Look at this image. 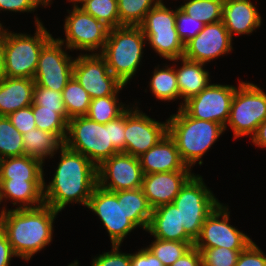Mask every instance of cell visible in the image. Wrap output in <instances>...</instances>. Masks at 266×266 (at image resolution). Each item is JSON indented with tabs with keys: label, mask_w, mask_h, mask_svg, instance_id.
I'll return each instance as SVG.
<instances>
[{
	"label": "cell",
	"mask_w": 266,
	"mask_h": 266,
	"mask_svg": "<svg viewBox=\"0 0 266 266\" xmlns=\"http://www.w3.org/2000/svg\"><path fill=\"white\" fill-rule=\"evenodd\" d=\"M62 98L69 119L87 115L91 98L73 76L63 89Z\"/></svg>",
	"instance_id": "f546056e"
},
{
	"label": "cell",
	"mask_w": 266,
	"mask_h": 266,
	"mask_svg": "<svg viewBox=\"0 0 266 266\" xmlns=\"http://www.w3.org/2000/svg\"><path fill=\"white\" fill-rule=\"evenodd\" d=\"M12 257H17L12 250L7 236L0 228V266H9Z\"/></svg>",
	"instance_id": "681fc988"
},
{
	"label": "cell",
	"mask_w": 266,
	"mask_h": 266,
	"mask_svg": "<svg viewBox=\"0 0 266 266\" xmlns=\"http://www.w3.org/2000/svg\"><path fill=\"white\" fill-rule=\"evenodd\" d=\"M115 193L117 199H123V210L127 218L137 227L139 226L147 231L152 215V208L142 189L122 190Z\"/></svg>",
	"instance_id": "4316f807"
},
{
	"label": "cell",
	"mask_w": 266,
	"mask_h": 266,
	"mask_svg": "<svg viewBox=\"0 0 266 266\" xmlns=\"http://www.w3.org/2000/svg\"><path fill=\"white\" fill-rule=\"evenodd\" d=\"M87 208L93 211L107 230L112 245H120L123 239L137 226L127 218L123 210V199L115 192L97 185L89 198Z\"/></svg>",
	"instance_id": "5bb4252c"
},
{
	"label": "cell",
	"mask_w": 266,
	"mask_h": 266,
	"mask_svg": "<svg viewBox=\"0 0 266 266\" xmlns=\"http://www.w3.org/2000/svg\"><path fill=\"white\" fill-rule=\"evenodd\" d=\"M236 86L210 83L196 96L183 103L181 109L195 119L226 126Z\"/></svg>",
	"instance_id": "4fadbf2b"
},
{
	"label": "cell",
	"mask_w": 266,
	"mask_h": 266,
	"mask_svg": "<svg viewBox=\"0 0 266 266\" xmlns=\"http://www.w3.org/2000/svg\"><path fill=\"white\" fill-rule=\"evenodd\" d=\"M261 16L250 0H227L223 4L222 21L231 38L251 34L261 26Z\"/></svg>",
	"instance_id": "ffe728a7"
},
{
	"label": "cell",
	"mask_w": 266,
	"mask_h": 266,
	"mask_svg": "<svg viewBox=\"0 0 266 266\" xmlns=\"http://www.w3.org/2000/svg\"><path fill=\"white\" fill-rule=\"evenodd\" d=\"M131 266H164L147 248L131 254Z\"/></svg>",
	"instance_id": "7dc6e473"
},
{
	"label": "cell",
	"mask_w": 266,
	"mask_h": 266,
	"mask_svg": "<svg viewBox=\"0 0 266 266\" xmlns=\"http://www.w3.org/2000/svg\"><path fill=\"white\" fill-rule=\"evenodd\" d=\"M252 241L240 252L235 266H266V255Z\"/></svg>",
	"instance_id": "ee69618b"
},
{
	"label": "cell",
	"mask_w": 266,
	"mask_h": 266,
	"mask_svg": "<svg viewBox=\"0 0 266 266\" xmlns=\"http://www.w3.org/2000/svg\"><path fill=\"white\" fill-rule=\"evenodd\" d=\"M23 146L25 155L38 158L44 163L45 158H52L64 146V142L54 133L36 127L23 134Z\"/></svg>",
	"instance_id": "484cf974"
},
{
	"label": "cell",
	"mask_w": 266,
	"mask_h": 266,
	"mask_svg": "<svg viewBox=\"0 0 266 266\" xmlns=\"http://www.w3.org/2000/svg\"><path fill=\"white\" fill-rule=\"evenodd\" d=\"M64 145L87 157L97 167L104 160L119 153L111 141V121L100 124L87 116L69 119Z\"/></svg>",
	"instance_id": "8992f818"
},
{
	"label": "cell",
	"mask_w": 266,
	"mask_h": 266,
	"mask_svg": "<svg viewBox=\"0 0 266 266\" xmlns=\"http://www.w3.org/2000/svg\"><path fill=\"white\" fill-rule=\"evenodd\" d=\"M171 266H202L201 253L195 246H193Z\"/></svg>",
	"instance_id": "c3c4849f"
},
{
	"label": "cell",
	"mask_w": 266,
	"mask_h": 266,
	"mask_svg": "<svg viewBox=\"0 0 266 266\" xmlns=\"http://www.w3.org/2000/svg\"><path fill=\"white\" fill-rule=\"evenodd\" d=\"M143 175L172 172L191 171L180 158L175 140L167 133L157 144L139 156Z\"/></svg>",
	"instance_id": "d6986e66"
},
{
	"label": "cell",
	"mask_w": 266,
	"mask_h": 266,
	"mask_svg": "<svg viewBox=\"0 0 266 266\" xmlns=\"http://www.w3.org/2000/svg\"><path fill=\"white\" fill-rule=\"evenodd\" d=\"M59 151L61 158L52 181L47 185L44 179V204L58 212L72 202L87 207L89 198L98 185L97 166L65 145Z\"/></svg>",
	"instance_id": "6da1fadb"
},
{
	"label": "cell",
	"mask_w": 266,
	"mask_h": 266,
	"mask_svg": "<svg viewBox=\"0 0 266 266\" xmlns=\"http://www.w3.org/2000/svg\"><path fill=\"white\" fill-rule=\"evenodd\" d=\"M44 163L35 157L21 155L0 160V179L44 181Z\"/></svg>",
	"instance_id": "d4e9b609"
},
{
	"label": "cell",
	"mask_w": 266,
	"mask_h": 266,
	"mask_svg": "<svg viewBox=\"0 0 266 266\" xmlns=\"http://www.w3.org/2000/svg\"><path fill=\"white\" fill-rule=\"evenodd\" d=\"M79 6L109 29L120 27L117 0H81Z\"/></svg>",
	"instance_id": "e575fe53"
},
{
	"label": "cell",
	"mask_w": 266,
	"mask_h": 266,
	"mask_svg": "<svg viewBox=\"0 0 266 266\" xmlns=\"http://www.w3.org/2000/svg\"><path fill=\"white\" fill-rule=\"evenodd\" d=\"M119 250L120 245H112L111 251L94 257L91 266H131V254Z\"/></svg>",
	"instance_id": "b9f144b4"
},
{
	"label": "cell",
	"mask_w": 266,
	"mask_h": 266,
	"mask_svg": "<svg viewBox=\"0 0 266 266\" xmlns=\"http://www.w3.org/2000/svg\"><path fill=\"white\" fill-rule=\"evenodd\" d=\"M67 10L69 16L64 21L66 39L57 38L69 50L101 53L107 41L109 28L92 15L83 11L79 5ZM71 11V12H70ZM98 49V50H97ZM96 50V51H95Z\"/></svg>",
	"instance_id": "9c48e42d"
},
{
	"label": "cell",
	"mask_w": 266,
	"mask_h": 266,
	"mask_svg": "<svg viewBox=\"0 0 266 266\" xmlns=\"http://www.w3.org/2000/svg\"><path fill=\"white\" fill-rule=\"evenodd\" d=\"M222 0H188L179 8L205 25L222 20Z\"/></svg>",
	"instance_id": "4dcf8cb0"
},
{
	"label": "cell",
	"mask_w": 266,
	"mask_h": 266,
	"mask_svg": "<svg viewBox=\"0 0 266 266\" xmlns=\"http://www.w3.org/2000/svg\"><path fill=\"white\" fill-rule=\"evenodd\" d=\"M63 45L58 39L52 38L42 48L33 77L38 86L62 92L72 78L75 58L68 55L67 47L62 49Z\"/></svg>",
	"instance_id": "8fae6325"
},
{
	"label": "cell",
	"mask_w": 266,
	"mask_h": 266,
	"mask_svg": "<svg viewBox=\"0 0 266 266\" xmlns=\"http://www.w3.org/2000/svg\"><path fill=\"white\" fill-rule=\"evenodd\" d=\"M68 1L74 3V5H76V4L78 5V0H68ZM51 2H53V1L47 0L45 5L50 6Z\"/></svg>",
	"instance_id": "f5cc1de1"
},
{
	"label": "cell",
	"mask_w": 266,
	"mask_h": 266,
	"mask_svg": "<svg viewBox=\"0 0 266 266\" xmlns=\"http://www.w3.org/2000/svg\"><path fill=\"white\" fill-rule=\"evenodd\" d=\"M98 185L117 192L141 188L143 172L139 157L119 152L97 167Z\"/></svg>",
	"instance_id": "2e32d148"
},
{
	"label": "cell",
	"mask_w": 266,
	"mask_h": 266,
	"mask_svg": "<svg viewBox=\"0 0 266 266\" xmlns=\"http://www.w3.org/2000/svg\"><path fill=\"white\" fill-rule=\"evenodd\" d=\"M46 6L43 0H0V11L34 12L38 6ZM0 26L2 24L0 23Z\"/></svg>",
	"instance_id": "f6af8a7d"
},
{
	"label": "cell",
	"mask_w": 266,
	"mask_h": 266,
	"mask_svg": "<svg viewBox=\"0 0 266 266\" xmlns=\"http://www.w3.org/2000/svg\"><path fill=\"white\" fill-rule=\"evenodd\" d=\"M232 49V38L221 20L204 25L198 35L185 43L183 57L206 64Z\"/></svg>",
	"instance_id": "e0dca14e"
},
{
	"label": "cell",
	"mask_w": 266,
	"mask_h": 266,
	"mask_svg": "<svg viewBox=\"0 0 266 266\" xmlns=\"http://www.w3.org/2000/svg\"><path fill=\"white\" fill-rule=\"evenodd\" d=\"M44 181L0 179V205L6 198L17 208H35L44 204Z\"/></svg>",
	"instance_id": "603a6c76"
},
{
	"label": "cell",
	"mask_w": 266,
	"mask_h": 266,
	"mask_svg": "<svg viewBox=\"0 0 266 266\" xmlns=\"http://www.w3.org/2000/svg\"><path fill=\"white\" fill-rule=\"evenodd\" d=\"M58 213L46 204L9 210L3 206L0 228L17 257L29 261L34 254L52 242L53 223Z\"/></svg>",
	"instance_id": "7a4b0ae2"
},
{
	"label": "cell",
	"mask_w": 266,
	"mask_h": 266,
	"mask_svg": "<svg viewBox=\"0 0 266 266\" xmlns=\"http://www.w3.org/2000/svg\"><path fill=\"white\" fill-rule=\"evenodd\" d=\"M179 210L180 226L195 241L206 218L220 204L202 176L192 175L172 202Z\"/></svg>",
	"instance_id": "52a82bcc"
},
{
	"label": "cell",
	"mask_w": 266,
	"mask_h": 266,
	"mask_svg": "<svg viewBox=\"0 0 266 266\" xmlns=\"http://www.w3.org/2000/svg\"><path fill=\"white\" fill-rule=\"evenodd\" d=\"M193 246L194 243L155 238L146 248L152 252L164 266H171Z\"/></svg>",
	"instance_id": "74e56055"
},
{
	"label": "cell",
	"mask_w": 266,
	"mask_h": 266,
	"mask_svg": "<svg viewBox=\"0 0 266 266\" xmlns=\"http://www.w3.org/2000/svg\"><path fill=\"white\" fill-rule=\"evenodd\" d=\"M150 80V90L158 100L175 101V99L180 98L176 71L173 66L168 67L165 65V68L162 67V69L156 67Z\"/></svg>",
	"instance_id": "f1b7e54d"
},
{
	"label": "cell",
	"mask_w": 266,
	"mask_h": 266,
	"mask_svg": "<svg viewBox=\"0 0 266 266\" xmlns=\"http://www.w3.org/2000/svg\"><path fill=\"white\" fill-rule=\"evenodd\" d=\"M146 42L164 59L177 60L184 55V43L177 31L143 32Z\"/></svg>",
	"instance_id": "83f0119b"
},
{
	"label": "cell",
	"mask_w": 266,
	"mask_h": 266,
	"mask_svg": "<svg viewBox=\"0 0 266 266\" xmlns=\"http://www.w3.org/2000/svg\"><path fill=\"white\" fill-rule=\"evenodd\" d=\"M125 111L116 119L111 120V141L118 152L125 153Z\"/></svg>",
	"instance_id": "bcb514c9"
},
{
	"label": "cell",
	"mask_w": 266,
	"mask_h": 266,
	"mask_svg": "<svg viewBox=\"0 0 266 266\" xmlns=\"http://www.w3.org/2000/svg\"><path fill=\"white\" fill-rule=\"evenodd\" d=\"M34 79L9 78L0 80V116H8L32 105Z\"/></svg>",
	"instance_id": "7402d4cb"
},
{
	"label": "cell",
	"mask_w": 266,
	"mask_h": 266,
	"mask_svg": "<svg viewBox=\"0 0 266 266\" xmlns=\"http://www.w3.org/2000/svg\"><path fill=\"white\" fill-rule=\"evenodd\" d=\"M161 0H117L121 26H139Z\"/></svg>",
	"instance_id": "1f68e13d"
},
{
	"label": "cell",
	"mask_w": 266,
	"mask_h": 266,
	"mask_svg": "<svg viewBox=\"0 0 266 266\" xmlns=\"http://www.w3.org/2000/svg\"><path fill=\"white\" fill-rule=\"evenodd\" d=\"M204 23L193 19L179 7L176 8V29L178 37L185 44L203 29Z\"/></svg>",
	"instance_id": "60d3db41"
},
{
	"label": "cell",
	"mask_w": 266,
	"mask_h": 266,
	"mask_svg": "<svg viewBox=\"0 0 266 266\" xmlns=\"http://www.w3.org/2000/svg\"><path fill=\"white\" fill-rule=\"evenodd\" d=\"M147 232L157 239L195 243L180 226L179 210L173 203L152 209Z\"/></svg>",
	"instance_id": "44dd1931"
},
{
	"label": "cell",
	"mask_w": 266,
	"mask_h": 266,
	"mask_svg": "<svg viewBox=\"0 0 266 266\" xmlns=\"http://www.w3.org/2000/svg\"><path fill=\"white\" fill-rule=\"evenodd\" d=\"M4 26H0V80L5 77V65H4V54H5V29Z\"/></svg>",
	"instance_id": "816d5d0a"
},
{
	"label": "cell",
	"mask_w": 266,
	"mask_h": 266,
	"mask_svg": "<svg viewBox=\"0 0 266 266\" xmlns=\"http://www.w3.org/2000/svg\"><path fill=\"white\" fill-rule=\"evenodd\" d=\"M32 105L43 106L48 109H57V113H60L67 121H69L62 98V92H57L35 84Z\"/></svg>",
	"instance_id": "ab89813d"
},
{
	"label": "cell",
	"mask_w": 266,
	"mask_h": 266,
	"mask_svg": "<svg viewBox=\"0 0 266 266\" xmlns=\"http://www.w3.org/2000/svg\"><path fill=\"white\" fill-rule=\"evenodd\" d=\"M7 117L22 135L36 128L32 106L14 111Z\"/></svg>",
	"instance_id": "7bdbcfd3"
},
{
	"label": "cell",
	"mask_w": 266,
	"mask_h": 266,
	"mask_svg": "<svg viewBox=\"0 0 266 266\" xmlns=\"http://www.w3.org/2000/svg\"><path fill=\"white\" fill-rule=\"evenodd\" d=\"M265 119L266 93L253 83L240 81L231 102L230 115L224 130L229 125L233 130L234 139L247 135L252 138Z\"/></svg>",
	"instance_id": "ba28073f"
},
{
	"label": "cell",
	"mask_w": 266,
	"mask_h": 266,
	"mask_svg": "<svg viewBox=\"0 0 266 266\" xmlns=\"http://www.w3.org/2000/svg\"><path fill=\"white\" fill-rule=\"evenodd\" d=\"M229 208L220 203L206 218L201 233L195 240L196 248L224 247L231 250H244L252 239L229 224Z\"/></svg>",
	"instance_id": "7c38bea8"
},
{
	"label": "cell",
	"mask_w": 266,
	"mask_h": 266,
	"mask_svg": "<svg viewBox=\"0 0 266 266\" xmlns=\"http://www.w3.org/2000/svg\"><path fill=\"white\" fill-rule=\"evenodd\" d=\"M178 60L182 61V67L180 66L178 69L175 68L180 98H184L179 107L181 108L184 102L196 96L210 84V75L209 72L204 69V63L192 61L185 57L171 61L177 62Z\"/></svg>",
	"instance_id": "cb8c5ba5"
},
{
	"label": "cell",
	"mask_w": 266,
	"mask_h": 266,
	"mask_svg": "<svg viewBox=\"0 0 266 266\" xmlns=\"http://www.w3.org/2000/svg\"><path fill=\"white\" fill-rule=\"evenodd\" d=\"M36 127L40 130L52 132L65 142L68 130V121L57 109H48L43 106L31 105Z\"/></svg>",
	"instance_id": "d590c367"
},
{
	"label": "cell",
	"mask_w": 266,
	"mask_h": 266,
	"mask_svg": "<svg viewBox=\"0 0 266 266\" xmlns=\"http://www.w3.org/2000/svg\"><path fill=\"white\" fill-rule=\"evenodd\" d=\"M146 38L139 26L109 29L107 41L100 53L111 73L124 85L131 80L141 64Z\"/></svg>",
	"instance_id": "277c9868"
},
{
	"label": "cell",
	"mask_w": 266,
	"mask_h": 266,
	"mask_svg": "<svg viewBox=\"0 0 266 266\" xmlns=\"http://www.w3.org/2000/svg\"><path fill=\"white\" fill-rule=\"evenodd\" d=\"M139 27L142 32L177 31L176 9L170 10L161 1L146 14Z\"/></svg>",
	"instance_id": "d6a6232c"
},
{
	"label": "cell",
	"mask_w": 266,
	"mask_h": 266,
	"mask_svg": "<svg viewBox=\"0 0 266 266\" xmlns=\"http://www.w3.org/2000/svg\"><path fill=\"white\" fill-rule=\"evenodd\" d=\"M25 155L23 135L7 116H0V160Z\"/></svg>",
	"instance_id": "8d00e7d4"
},
{
	"label": "cell",
	"mask_w": 266,
	"mask_h": 266,
	"mask_svg": "<svg viewBox=\"0 0 266 266\" xmlns=\"http://www.w3.org/2000/svg\"><path fill=\"white\" fill-rule=\"evenodd\" d=\"M73 77L87 91L91 99L118 96L125 86L114 76L100 53L81 54L74 60Z\"/></svg>",
	"instance_id": "30bf717a"
},
{
	"label": "cell",
	"mask_w": 266,
	"mask_h": 266,
	"mask_svg": "<svg viewBox=\"0 0 266 266\" xmlns=\"http://www.w3.org/2000/svg\"><path fill=\"white\" fill-rule=\"evenodd\" d=\"M118 96H106L91 99L87 117L100 124H107L119 117L127 108L122 102L119 103Z\"/></svg>",
	"instance_id": "836d02e7"
},
{
	"label": "cell",
	"mask_w": 266,
	"mask_h": 266,
	"mask_svg": "<svg viewBox=\"0 0 266 266\" xmlns=\"http://www.w3.org/2000/svg\"><path fill=\"white\" fill-rule=\"evenodd\" d=\"M167 121L168 134L175 140L180 158L189 168L197 161L200 166L203 164V155L225 131L223 125L192 118L181 108Z\"/></svg>",
	"instance_id": "3957f363"
},
{
	"label": "cell",
	"mask_w": 266,
	"mask_h": 266,
	"mask_svg": "<svg viewBox=\"0 0 266 266\" xmlns=\"http://www.w3.org/2000/svg\"><path fill=\"white\" fill-rule=\"evenodd\" d=\"M193 175L191 171L144 174L141 189L152 209L172 203L180 189Z\"/></svg>",
	"instance_id": "ac0fdd59"
},
{
	"label": "cell",
	"mask_w": 266,
	"mask_h": 266,
	"mask_svg": "<svg viewBox=\"0 0 266 266\" xmlns=\"http://www.w3.org/2000/svg\"><path fill=\"white\" fill-rule=\"evenodd\" d=\"M124 133L125 153L139 157L168 133V121L164 123L150 118L137 105L128 107L125 110Z\"/></svg>",
	"instance_id": "9a60e30c"
},
{
	"label": "cell",
	"mask_w": 266,
	"mask_h": 266,
	"mask_svg": "<svg viewBox=\"0 0 266 266\" xmlns=\"http://www.w3.org/2000/svg\"><path fill=\"white\" fill-rule=\"evenodd\" d=\"M34 36L5 29V76L33 79L42 48L53 38L36 17Z\"/></svg>",
	"instance_id": "5b68a950"
},
{
	"label": "cell",
	"mask_w": 266,
	"mask_h": 266,
	"mask_svg": "<svg viewBox=\"0 0 266 266\" xmlns=\"http://www.w3.org/2000/svg\"><path fill=\"white\" fill-rule=\"evenodd\" d=\"M68 266H79V263H78V261L76 260V261H74V263H71V264H69Z\"/></svg>",
	"instance_id": "db71d44e"
},
{
	"label": "cell",
	"mask_w": 266,
	"mask_h": 266,
	"mask_svg": "<svg viewBox=\"0 0 266 266\" xmlns=\"http://www.w3.org/2000/svg\"><path fill=\"white\" fill-rule=\"evenodd\" d=\"M202 257V266H235L243 250H231L224 247L197 248Z\"/></svg>",
	"instance_id": "f35d334b"
},
{
	"label": "cell",
	"mask_w": 266,
	"mask_h": 266,
	"mask_svg": "<svg viewBox=\"0 0 266 266\" xmlns=\"http://www.w3.org/2000/svg\"><path fill=\"white\" fill-rule=\"evenodd\" d=\"M251 140L256 147L266 148V119L258 126Z\"/></svg>",
	"instance_id": "f907efd6"
}]
</instances>
